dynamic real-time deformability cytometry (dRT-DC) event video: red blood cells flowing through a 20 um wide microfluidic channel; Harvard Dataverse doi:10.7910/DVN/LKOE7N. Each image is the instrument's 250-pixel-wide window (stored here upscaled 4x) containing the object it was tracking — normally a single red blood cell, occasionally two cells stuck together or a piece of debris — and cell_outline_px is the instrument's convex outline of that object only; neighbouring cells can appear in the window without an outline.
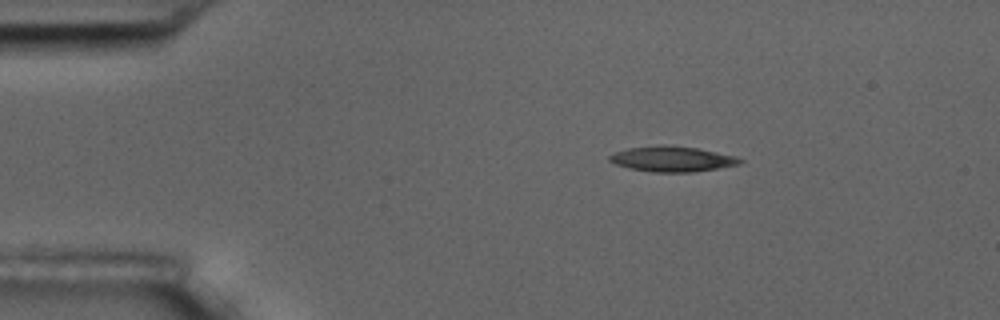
{"species": "common noctule bat (a hibernating species)", "species_latin": "Nyctalus noctula", "temperature_condition": "room temperature", "stored_images_in_passage": 4, "camera_frame_rate_fps": 3000, "um_per_image_px": 0.085, "animal": {"sex": "male", "body_mass_g": 17.5, "forearm_length_mm": 52.3}, "frame": {"image": 1, "passage_image": 2, "time_ms": 1.333, "image_size_px": [1000, 320], "cell_outline_px": [[744, 160], [740, 164], [692, 172], [652, 172], [628, 168], [616, 164], [608, 160], [608, 156], [612, 152], [628, 148], [660, 144], [664, 144], [696, 148], [736, 156]], "centroid_in_image_um": [57.08, 13.5], "position_along_channel_um": 27.9, "area_um2": 19.36}}